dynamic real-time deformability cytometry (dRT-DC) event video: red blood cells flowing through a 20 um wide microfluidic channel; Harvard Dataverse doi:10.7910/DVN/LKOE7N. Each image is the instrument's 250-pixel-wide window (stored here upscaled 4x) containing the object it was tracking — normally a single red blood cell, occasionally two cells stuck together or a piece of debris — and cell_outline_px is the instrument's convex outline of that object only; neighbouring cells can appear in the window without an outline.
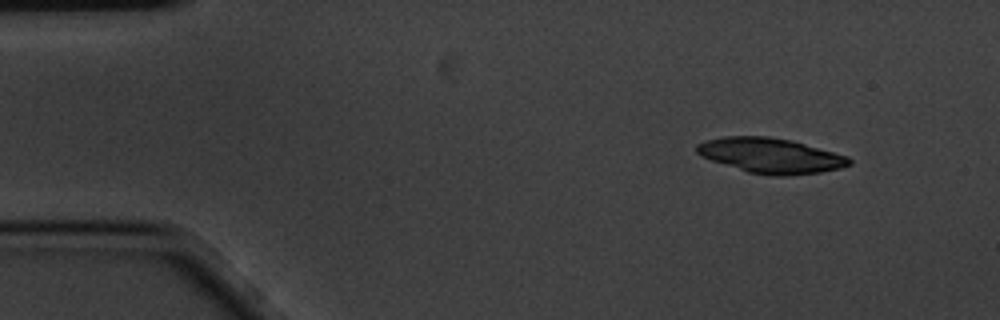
{"species": "common noctule bat (a hibernating species)", "species_latin": "Nyctalus noctula", "temperature_condition": "cold", "stored_images_in_passage": 4, "segment_of_instrument_passage": [1, 2], "camera_frame_rate_fps": 3000, "um_per_image_px": 0.085, "animal": {"sex": "male", "body_mass_g": 20.1, "forearm_length_mm": 53.5}, "frame": {"image": 1, "passage_image": 1, "time_ms": 0.0, "image_size_px": [1000, 320], "cell_outline_px": [[852, 164], [840, 168], [820, 172], [788, 176], [768, 176], [748, 172], [700, 156], [696, 152], [696, 144], [704, 140], [724, 136], [768, 136], [792, 140], [848, 156], [852, 160]], "centroid_in_image_um": [65.5, 13.22], "position_along_channel_um": 19.5, "area_um2": 31.33}}